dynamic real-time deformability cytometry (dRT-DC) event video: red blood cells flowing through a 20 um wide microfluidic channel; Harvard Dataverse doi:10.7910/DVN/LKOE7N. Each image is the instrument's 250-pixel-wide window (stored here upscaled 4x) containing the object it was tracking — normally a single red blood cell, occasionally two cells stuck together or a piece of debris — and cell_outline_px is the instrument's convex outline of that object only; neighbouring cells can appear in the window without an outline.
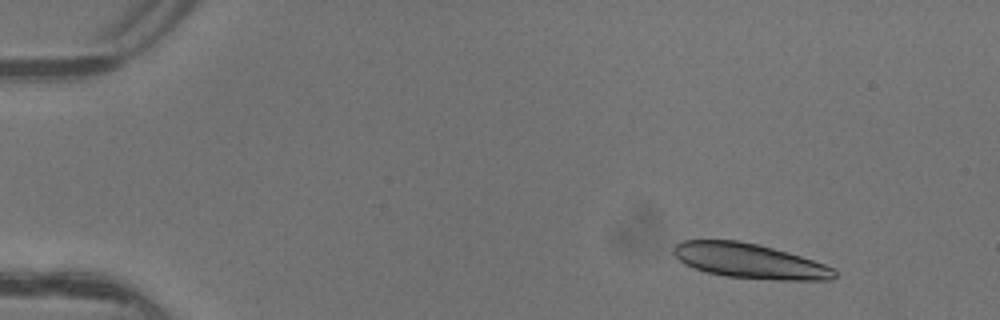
{"species": "common noctule bat (a hibernating species)", "species_latin": "Nyctalus noctula", "temperature_condition": "warm", "stored_images_in_passage": 6, "camera_frame_rate_fps": 3000, "um_per_image_px": 0.085, "animal": {"sex": "female"}, "frame": {"image": 1, "passage_image": 2, "time_ms": 0.333, "image_size_px": [1000, 320], "cell_outline_px": [[836, 276], [832, 280], [780, 280], [724, 276], [708, 272], [684, 264], [672, 252], [672, 248], [680, 240], [740, 240], [788, 252], [824, 264], [832, 268], [836, 272]], "centroid_in_image_um": [63.69, 22.18], "position_along_channel_um": 21.3, "area_um2": 32.48}}